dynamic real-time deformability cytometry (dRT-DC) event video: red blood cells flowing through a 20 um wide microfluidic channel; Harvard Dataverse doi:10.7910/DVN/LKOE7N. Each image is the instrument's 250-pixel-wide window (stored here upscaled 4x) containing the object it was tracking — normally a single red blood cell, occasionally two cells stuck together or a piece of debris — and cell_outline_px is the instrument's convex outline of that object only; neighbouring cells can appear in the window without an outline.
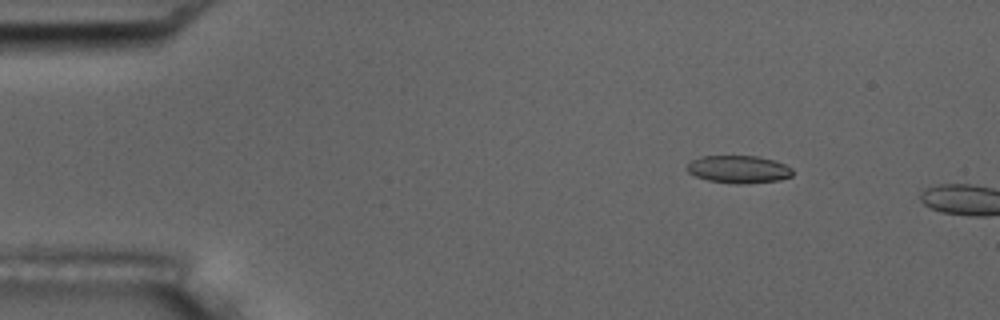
{"species": "common noctule bat (a hibernating species)", "species_latin": "Nyctalus noctula", "temperature_condition": "room temperature", "stored_images_in_passage": 3, "camera_frame_rate_fps": 3000, "um_per_image_px": 0.085, "animal": {"sex": "male", "body_mass_g": 17.5, "forearm_length_mm": 52.3}, "frame": {"image": 1, "passage_image": 2, "time_ms": 2.0, "image_size_px": [1000, 320], "cell_outline_px": [[792, 176], [780, 180], [744, 184], [736, 184], [708, 180], [696, 176], [688, 172], [688, 164], [692, 160], [700, 156], [756, 156], [772, 160], [784, 164], [792, 168]], "centroid_in_image_um": [62.79, 14.39], "position_along_channel_um": 22.2, "area_um2": 16.88}}